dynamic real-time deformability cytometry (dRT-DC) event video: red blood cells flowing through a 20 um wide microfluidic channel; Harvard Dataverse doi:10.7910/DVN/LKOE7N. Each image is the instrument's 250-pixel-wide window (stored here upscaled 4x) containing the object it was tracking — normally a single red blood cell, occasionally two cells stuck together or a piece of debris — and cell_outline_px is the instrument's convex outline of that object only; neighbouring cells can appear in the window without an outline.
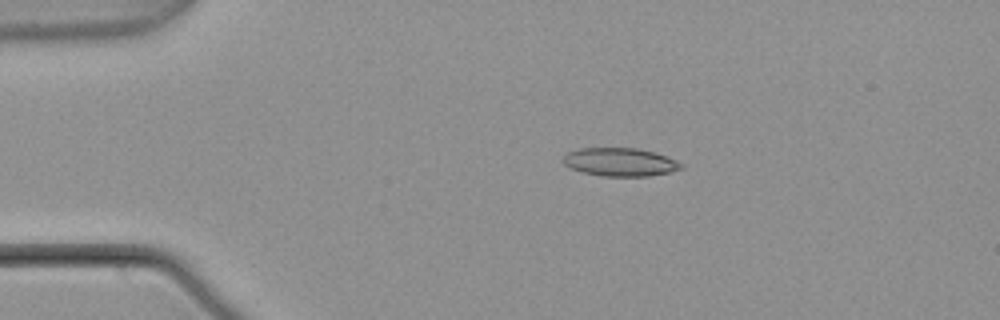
{"species": "common noctule bat (a hibernating species)", "species_latin": "Nyctalus noctula", "temperature_condition": "warm", "stored_images_in_passage": 3, "camera_frame_rate_fps": 3000, "um_per_image_px": 0.085, "animal": {"sex": "male", "body_mass_g": 21.5, "forearm_length_mm": 52.0}, "frame": {"image": 1, "passage_image": 2, "time_ms": 0.333, "image_size_px": [1000, 320], "cell_outline_px": [[684, 168], [668, 172], [648, 176], [604, 176], [584, 172], [572, 168], [564, 164], [564, 156], [568, 152], [580, 148], [636, 148], [656, 152], [668, 156], [684, 164]], "centroid_in_image_um": [52.76, 13.76], "position_along_channel_um": 32.2, "area_um2": 19.36}}